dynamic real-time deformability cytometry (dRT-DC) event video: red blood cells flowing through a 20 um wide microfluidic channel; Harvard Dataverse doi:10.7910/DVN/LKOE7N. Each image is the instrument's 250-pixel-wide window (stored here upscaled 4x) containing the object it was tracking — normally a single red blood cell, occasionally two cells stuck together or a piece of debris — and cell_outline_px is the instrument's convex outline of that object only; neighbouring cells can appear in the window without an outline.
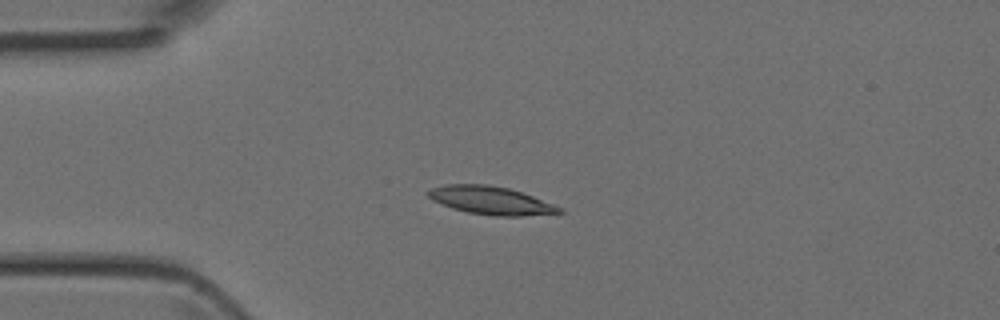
{"species": "Egyptian fruit bat (a non-hibernating species)", "species_latin": "Rousettus aegyptiacus", "temperature_condition": "room temperature", "stored_images_in_passage": 2, "camera_frame_rate_fps": 3000, "um_per_image_px": 0.085, "animal": {"sex": "female"}, "frame": {"image": 1, "passage_image": 2, "time_ms": 0.333, "image_size_px": [1000, 320], "cell_outline_px": [[564, 212], [524, 216], [492, 216], [468, 212], [452, 208], [432, 200], [424, 192], [432, 188], [444, 184], [488, 184], [508, 188], [532, 196], [564, 208]], "centroid_in_image_um": [41.7, 17.04], "position_along_channel_um": 43.3, "area_um2": 21.5}}